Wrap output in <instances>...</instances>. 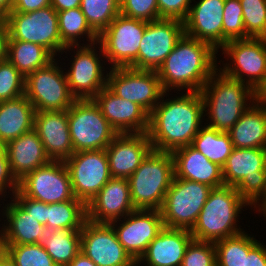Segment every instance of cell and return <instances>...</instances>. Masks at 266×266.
Segmentation results:
<instances>
[{"instance_id":"6f0895ef","label":"cell","mask_w":266,"mask_h":266,"mask_svg":"<svg viewBox=\"0 0 266 266\" xmlns=\"http://www.w3.org/2000/svg\"><path fill=\"white\" fill-rule=\"evenodd\" d=\"M4 149V145L0 142V152Z\"/></svg>"},{"instance_id":"8992f818","label":"cell","mask_w":266,"mask_h":266,"mask_svg":"<svg viewBox=\"0 0 266 266\" xmlns=\"http://www.w3.org/2000/svg\"><path fill=\"white\" fill-rule=\"evenodd\" d=\"M222 176L251 207L266 204V148H233Z\"/></svg>"},{"instance_id":"e575fe53","label":"cell","mask_w":266,"mask_h":266,"mask_svg":"<svg viewBox=\"0 0 266 266\" xmlns=\"http://www.w3.org/2000/svg\"><path fill=\"white\" fill-rule=\"evenodd\" d=\"M58 28L61 41L65 46H78L79 38L86 36L89 45L98 43V35L88 25L80 7L59 11Z\"/></svg>"},{"instance_id":"f6af8a7d","label":"cell","mask_w":266,"mask_h":266,"mask_svg":"<svg viewBox=\"0 0 266 266\" xmlns=\"http://www.w3.org/2000/svg\"><path fill=\"white\" fill-rule=\"evenodd\" d=\"M13 196L11 198H13L26 211V213L31 214L39 223L47 228L48 204L28 198L19 190H17Z\"/></svg>"},{"instance_id":"74e56055","label":"cell","mask_w":266,"mask_h":266,"mask_svg":"<svg viewBox=\"0 0 266 266\" xmlns=\"http://www.w3.org/2000/svg\"><path fill=\"white\" fill-rule=\"evenodd\" d=\"M14 260L16 266H57L41 243L0 245Z\"/></svg>"},{"instance_id":"8d00e7d4","label":"cell","mask_w":266,"mask_h":266,"mask_svg":"<svg viewBox=\"0 0 266 266\" xmlns=\"http://www.w3.org/2000/svg\"><path fill=\"white\" fill-rule=\"evenodd\" d=\"M80 8L98 36L120 14V6L115 0H81Z\"/></svg>"},{"instance_id":"3957f363","label":"cell","mask_w":266,"mask_h":266,"mask_svg":"<svg viewBox=\"0 0 266 266\" xmlns=\"http://www.w3.org/2000/svg\"><path fill=\"white\" fill-rule=\"evenodd\" d=\"M218 71L214 72L200 90L203 112H206L204 119L207 116L206 121H210L206 126L228 132L260 95L249 85L226 76L219 69Z\"/></svg>"},{"instance_id":"f5cc1de1","label":"cell","mask_w":266,"mask_h":266,"mask_svg":"<svg viewBox=\"0 0 266 266\" xmlns=\"http://www.w3.org/2000/svg\"><path fill=\"white\" fill-rule=\"evenodd\" d=\"M5 36V16L0 13V57L3 55Z\"/></svg>"},{"instance_id":"2e32d148","label":"cell","mask_w":266,"mask_h":266,"mask_svg":"<svg viewBox=\"0 0 266 266\" xmlns=\"http://www.w3.org/2000/svg\"><path fill=\"white\" fill-rule=\"evenodd\" d=\"M184 34V22L177 19L146 22L138 57L129 67L157 71Z\"/></svg>"},{"instance_id":"681fc988","label":"cell","mask_w":266,"mask_h":266,"mask_svg":"<svg viewBox=\"0 0 266 266\" xmlns=\"http://www.w3.org/2000/svg\"><path fill=\"white\" fill-rule=\"evenodd\" d=\"M81 0H51V6L57 11L80 7Z\"/></svg>"},{"instance_id":"db71d44e","label":"cell","mask_w":266,"mask_h":266,"mask_svg":"<svg viewBox=\"0 0 266 266\" xmlns=\"http://www.w3.org/2000/svg\"><path fill=\"white\" fill-rule=\"evenodd\" d=\"M13 0H0V13L4 16L11 10Z\"/></svg>"},{"instance_id":"d4e9b609","label":"cell","mask_w":266,"mask_h":266,"mask_svg":"<svg viewBox=\"0 0 266 266\" xmlns=\"http://www.w3.org/2000/svg\"><path fill=\"white\" fill-rule=\"evenodd\" d=\"M2 216L7 222L0 230V245H25L41 243L48 229L13 199L3 207Z\"/></svg>"},{"instance_id":"4fadbf2b","label":"cell","mask_w":266,"mask_h":266,"mask_svg":"<svg viewBox=\"0 0 266 266\" xmlns=\"http://www.w3.org/2000/svg\"><path fill=\"white\" fill-rule=\"evenodd\" d=\"M146 22L119 14L98 36L111 68L129 67L138 57Z\"/></svg>"},{"instance_id":"b9f144b4","label":"cell","mask_w":266,"mask_h":266,"mask_svg":"<svg viewBox=\"0 0 266 266\" xmlns=\"http://www.w3.org/2000/svg\"><path fill=\"white\" fill-rule=\"evenodd\" d=\"M181 266H217L214 243L193 239L186 249Z\"/></svg>"},{"instance_id":"816d5d0a","label":"cell","mask_w":266,"mask_h":266,"mask_svg":"<svg viewBox=\"0 0 266 266\" xmlns=\"http://www.w3.org/2000/svg\"><path fill=\"white\" fill-rule=\"evenodd\" d=\"M0 266H16L11 256L2 248H0Z\"/></svg>"},{"instance_id":"ee69618b","label":"cell","mask_w":266,"mask_h":266,"mask_svg":"<svg viewBox=\"0 0 266 266\" xmlns=\"http://www.w3.org/2000/svg\"><path fill=\"white\" fill-rule=\"evenodd\" d=\"M192 1L195 0H157L159 19H177L184 22L188 17Z\"/></svg>"},{"instance_id":"7402d4cb","label":"cell","mask_w":266,"mask_h":266,"mask_svg":"<svg viewBox=\"0 0 266 266\" xmlns=\"http://www.w3.org/2000/svg\"><path fill=\"white\" fill-rule=\"evenodd\" d=\"M87 220L93 223H111L135 211L130 187L125 178H111L86 206Z\"/></svg>"},{"instance_id":"484cf974","label":"cell","mask_w":266,"mask_h":266,"mask_svg":"<svg viewBox=\"0 0 266 266\" xmlns=\"http://www.w3.org/2000/svg\"><path fill=\"white\" fill-rule=\"evenodd\" d=\"M194 238L189 230L164 229L148 245L145 253L137 261V266H181L189 243Z\"/></svg>"},{"instance_id":"f546056e","label":"cell","mask_w":266,"mask_h":266,"mask_svg":"<svg viewBox=\"0 0 266 266\" xmlns=\"http://www.w3.org/2000/svg\"><path fill=\"white\" fill-rule=\"evenodd\" d=\"M34 106L25 95L0 101V142L5 145L34 129Z\"/></svg>"},{"instance_id":"c3c4849f","label":"cell","mask_w":266,"mask_h":266,"mask_svg":"<svg viewBox=\"0 0 266 266\" xmlns=\"http://www.w3.org/2000/svg\"><path fill=\"white\" fill-rule=\"evenodd\" d=\"M245 266H266V245L258 241L249 250Z\"/></svg>"},{"instance_id":"11a10c76","label":"cell","mask_w":266,"mask_h":266,"mask_svg":"<svg viewBox=\"0 0 266 266\" xmlns=\"http://www.w3.org/2000/svg\"><path fill=\"white\" fill-rule=\"evenodd\" d=\"M258 212H261V213L263 212V214H264L263 216L266 217V204L262 208H260V210H258Z\"/></svg>"},{"instance_id":"7c38bea8","label":"cell","mask_w":266,"mask_h":266,"mask_svg":"<svg viewBox=\"0 0 266 266\" xmlns=\"http://www.w3.org/2000/svg\"><path fill=\"white\" fill-rule=\"evenodd\" d=\"M78 46H66L65 50L70 51L77 49L74 53L73 62L66 73L70 93L76 100L93 99L107 84V74L101 58L103 54L102 47L99 43L89 45L88 43ZM97 44L100 50L99 56L96 52ZM72 49V50H71ZM102 53V54H101ZM101 54V55H100ZM101 56V58H100ZM101 59V60H100Z\"/></svg>"},{"instance_id":"7a4b0ae2","label":"cell","mask_w":266,"mask_h":266,"mask_svg":"<svg viewBox=\"0 0 266 266\" xmlns=\"http://www.w3.org/2000/svg\"><path fill=\"white\" fill-rule=\"evenodd\" d=\"M217 53L208 43L184 34L157 69L163 91L200 92L218 70Z\"/></svg>"},{"instance_id":"f1b7e54d","label":"cell","mask_w":266,"mask_h":266,"mask_svg":"<svg viewBox=\"0 0 266 266\" xmlns=\"http://www.w3.org/2000/svg\"><path fill=\"white\" fill-rule=\"evenodd\" d=\"M228 133L233 148H266V98L255 100Z\"/></svg>"},{"instance_id":"60d3db41","label":"cell","mask_w":266,"mask_h":266,"mask_svg":"<svg viewBox=\"0 0 266 266\" xmlns=\"http://www.w3.org/2000/svg\"><path fill=\"white\" fill-rule=\"evenodd\" d=\"M234 39H246L243 10L239 0H225L223 12V46Z\"/></svg>"},{"instance_id":"bcb514c9","label":"cell","mask_w":266,"mask_h":266,"mask_svg":"<svg viewBox=\"0 0 266 266\" xmlns=\"http://www.w3.org/2000/svg\"><path fill=\"white\" fill-rule=\"evenodd\" d=\"M12 191V195L18 190V181L12 175L6 151L0 152V195L6 196L8 189Z\"/></svg>"},{"instance_id":"44dd1931","label":"cell","mask_w":266,"mask_h":266,"mask_svg":"<svg viewBox=\"0 0 266 266\" xmlns=\"http://www.w3.org/2000/svg\"><path fill=\"white\" fill-rule=\"evenodd\" d=\"M113 178L128 179L152 150L147 133L117 134L105 149Z\"/></svg>"},{"instance_id":"e0dca14e","label":"cell","mask_w":266,"mask_h":266,"mask_svg":"<svg viewBox=\"0 0 266 266\" xmlns=\"http://www.w3.org/2000/svg\"><path fill=\"white\" fill-rule=\"evenodd\" d=\"M18 190L26 197L45 204L78 200L74 197L71 178L64 161H50L18 181Z\"/></svg>"},{"instance_id":"7bdbcfd3","label":"cell","mask_w":266,"mask_h":266,"mask_svg":"<svg viewBox=\"0 0 266 266\" xmlns=\"http://www.w3.org/2000/svg\"><path fill=\"white\" fill-rule=\"evenodd\" d=\"M120 14L128 18L152 22L159 19L157 0H125Z\"/></svg>"},{"instance_id":"1f68e13d","label":"cell","mask_w":266,"mask_h":266,"mask_svg":"<svg viewBox=\"0 0 266 266\" xmlns=\"http://www.w3.org/2000/svg\"><path fill=\"white\" fill-rule=\"evenodd\" d=\"M41 244L57 266H67L81 252V231L48 230Z\"/></svg>"},{"instance_id":"836d02e7","label":"cell","mask_w":266,"mask_h":266,"mask_svg":"<svg viewBox=\"0 0 266 266\" xmlns=\"http://www.w3.org/2000/svg\"><path fill=\"white\" fill-rule=\"evenodd\" d=\"M87 220L86 205L81 200L48 204L47 229L81 231Z\"/></svg>"},{"instance_id":"d590c367","label":"cell","mask_w":266,"mask_h":266,"mask_svg":"<svg viewBox=\"0 0 266 266\" xmlns=\"http://www.w3.org/2000/svg\"><path fill=\"white\" fill-rule=\"evenodd\" d=\"M257 242L244 231L215 242L217 266H245L249 250Z\"/></svg>"},{"instance_id":"6da1fadb","label":"cell","mask_w":266,"mask_h":266,"mask_svg":"<svg viewBox=\"0 0 266 266\" xmlns=\"http://www.w3.org/2000/svg\"><path fill=\"white\" fill-rule=\"evenodd\" d=\"M163 92L158 105L149 114L147 131L153 150L173 152L192 144L204 117L200 92H186L166 99Z\"/></svg>"},{"instance_id":"d6a6232c","label":"cell","mask_w":266,"mask_h":266,"mask_svg":"<svg viewBox=\"0 0 266 266\" xmlns=\"http://www.w3.org/2000/svg\"><path fill=\"white\" fill-rule=\"evenodd\" d=\"M208 160L223 167L233 150V144L228 132L202 126L194 137L192 144Z\"/></svg>"},{"instance_id":"83f0119b","label":"cell","mask_w":266,"mask_h":266,"mask_svg":"<svg viewBox=\"0 0 266 266\" xmlns=\"http://www.w3.org/2000/svg\"><path fill=\"white\" fill-rule=\"evenodd\" d=\"M175 177L210 187L224 185L222 167L208 160L191 144L172 152Z\"/></svg>"},{"instance_id":"9c48e42d","label":"cell","mask_w":266,"mask_h":266,"mask_svg":"<svg viewBox=\"0 0 266 266\" xmlns=\"http://www.w3.org/2000/svg\"><path fill=\"white\" fill-rule=\"evenodd\" d=\"M67 113L74 153L106 149L118 134L93 99L75 100Z\"/></svg>"},{"instance_id":"8fae6325","label":"cell","mask_w":266,"mask_h":266,"mask_svg":"<svg viewBox=\"0 0 266 266\" xmlns=\"http://www.w3.org/2000/svg\"><path fill=\"white\" fill-rule=\"evenodd\" d=\"M56 61L25 77L24 95L35 111L68 110L76 100L70 93L66 73Z\"/></svg>"},{"instance_id":"603a6c76","label":"cell","mask_w":266,"mask_h":266,"mask_svg":"<svg viewBox=\"0 0 266 266\" xmlns=\"http://www.w3.org/2000/svg\"><path fill=\"white\" fill-rule=\"evenodd\" d=\"M224 5L225 0H199L192 5L184 21L185 35L208 43L216 51L221 49Z\"/></svg>"},{"instance_id":"ffe728a7","label":"cell","mask_w":266,"mask_h":266,"mask_svg":"<svg viewBox=\"0 0 266 266\" xmlns=\"http://www.w3.org/2000/svg\"><path fill=\"white\" fill-rule=\"evenodd\" d=\"M93 100L118 134L147 133L149 114L137 103L117 96L107 86Z\"/></svg>"},{"instance_id":"5b68a950","label":"cell","mask_w":266,"mask_h":266,"mask_svg":"<svg viewBox=\"0 0 266 266\" xmlns=\"http://www.w3.org/2000/svg\"><path fill=\"white\" fill-rule=\"evenodd\" d=\"M174 176L172 153L152 149L127 179L135 209L160 210Z\"/></svg>"},{"instance_id":"d6986e66","label":"cell","mask_w":266,"mask_h":266,"mask_svg":"<svg viewBox=\"0 0 266 266\" xmlns=\"http://www.w3.org/2000/svg\"><path fill=\"white\" fill-rule=\"evenodd\" d=\"M128 217V218H127ZM121 219L109 223L125 250L137 262L148 245L164 229L160 210L136 209ZM121 221L122 223L120 224ZM117 223L118 226H117Z\"/></svg>"},{"instance_id":"7dc6e473","label":"cell","mask_w":266,"mask_h":266,"mask_svg":"<svg viewBox=\"0 0 266 266\" xmlns=\"http://www.w3.org/2000/svg\"><path fill=\"white\" fill-rule=\"evenodd\" d=\"M51 6V0H13L10 12L28 13Z\"/></svg>"},{"instance_id":"9f6ffc18","label":"cell","mask_w":266,"mask_h":266,"mask_svg":"<svg viewBox=\"0 0 266 266\" xmlns=\"http://www.w3.org/2000/svg\"><path fill=\"white\" fill-rule=\"evenodd\" d=\"M115 1L119 4V6H121L125 0H115Z\"/></svg>"},{"instance_id":"277c9868","label":"cell","mask_w":266,"mask_h":266,"mask_svg":"<svg viewBox=\"0 0 266 266\" xmlns=\"http://www.w3.org/2000/svg\"><path fill=\"white\" fill-rule=\"evenodd\" d=\"M250 206L230 185L213 187L191 229L195 240L212 242L242 233L236 223L243 207ZM238 217V218H237ZM240 229V230H239Z\"/></svg>"},{"instance_id":"30bf717a","label":"cell","mask_w":266,"mask_h":266,"mask_svg":"<svg viewBox=\"0 0 266 266\" xmlns=\"http://www.w3.org/2000/svg\"><path fill=\"white\" fill-rule=\"evenodd\" d=\"M212 187L174 176L160 209L166 228L191 231Z\"/></svg>"},{"instance_id":"ac0fdd59","label":"cell","mask_w":266,"mask_h":266,"mask_svg":"<svg viewBox=\"0 0 266 266\" xmlns=\"http://www.w3.org/2000/svg\"><path fill=\"white\" fill-rule=\"evenodd\" d=\"M81 252L97 266H137L110 224L86 220L81 229Z\"/></svg>"},{"instance_id":"f35d334b","label":"cell","mask_w":266,"mask_h":266,"mask_svg":"<svg viewBox=\"0 0 266 266\" xmlns=\"http://www.w3.org/2000/svg\"><path fill=\"white\" fill-rule=\"evenodd\" d=\"M246 38H266V0H239Z\"/></svg>"},{"instance_id":"cb8c5ba5","label":"cell","mask_w":266,"mask_h":266,"mask_svg":"<svg viewBox=\"0 0 266 266\" xmlns=\"http://www.w3.org/2000/svg\"><path fill=\"white\" fill-rule=\"evenodd\" d=\"M34 130L52 161H65L74 153L67 110L35 111Z\"/></svg>"},{"instance_id":"ab89813d","label":"cell","mask_w":266,"mask_h":266,"mask_svg":"<svg viewBox=\"0 0 266 266\" xmlns=\"http://www.w3.org/2000/svg\"><path fill=\"white\" fill-rule=\"evenodd\" d=\"M25 93V77L3 55L0 57V101L12 100Z\"/></svg>"},{"instance_id":"9a60e30c","label":"cell","mask_w":266,"mask_h":266,"mask_svg":"<svg viewBox=\"0 0 266 266\" xmlns=\"http://www.w3.org/2000/svg\"><path fill=\"white\" fill-rule=\"evenodd\" d=\"M74 197L86 206L112 178L105 149L73 153L65 161Z\"/></svg>"},{"instance_id":"f907efd6","label":"cell","mask_w":266,"mask_h":266,"mask_svg":"<svg viewBox=\"0 0 266 266\" xmlns=\"http://www.w3.org/2000/svg\"><path fill=\"white\" fill-rule=\"evenodd\" d=\"M67 266H97L90 258L80 252Z\"/></svg>"},{"instance_id":"4dcf8cb0","label":"cell","mask_w":266,"mask_h":266,"mask_svg":"<svg viewBox=\"0 0 266 266\" xmlns=\"http://www.w3.org/2000/svg\"><path fill=\"white\" fill-rule=\"evenodd\" d=\"M3 56L26 77L56 57L44 46L20 40H4Z\"/></svg>"},{"instance_id":"4316f807","label":"cell","mask_w":266,"mask_h":266,"mask_svg":"<svg viewBox=\"0 0 266 266\" xmlns=\"http://www.w3.org/2000/svg\"><path fill=\"white\" fill-rule=\"evenodd\" d=\"M4 150L8 157L11 173L17 181L51 161L34 129L6 143Z\"/></svg>"},{"instance_id":"5bb4252c","label":"cell","mask_w":266,"mask_h":266,"mask_svg":"<svg viewBox=\"0 0 266 266\" xmlns=\"http://www.w3.org/2000/svg\"><path fill=\"white\" fill-rule=\"evenodd\" d=\"M106 86L117 96L137 103L148 114L158 105L163 89L154 70L130 67L110 68Z\"/></svg>"},{"instance_id":"ba28073f","label":"cell","mask_w":266,"mask_h":266,"mask_svg":"<svg viewBox=\"0 0 266 266\" xmlns=\"http://www.w3.org/2000/svg\"><path fill=\"white\" fill-rule=\"evenodd\" d=\"M4 40H20L42 45L54 56L62 53L66 46L62 43L58 28V13L52 7L21 13L9 12L5 15Z\"/></svg>"},{"instance_id":"52a82bcc","label":"cell","mask_w":266,"mask_h":266,"mask_svg":"<svg viewBox=\"0 0 266 266\" xmlns=\"http://www.w3.org/2000/svg\"><path fill=\"white\" fill-rule=\"evenodd\" d=\"M232 62L218 69L226 76L249 85L258 95L266 94V38L228 41L222 48ZM246 76V77H245ZM246 78V79H245Z\"/></svg>"}]
</instances>
